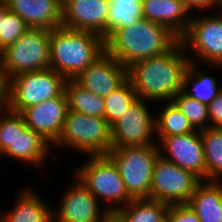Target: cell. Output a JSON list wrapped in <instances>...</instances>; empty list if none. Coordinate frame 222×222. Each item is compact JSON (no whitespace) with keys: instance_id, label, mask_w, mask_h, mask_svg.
Instances as JSON below:
<instances>
[{"instance_id":"23","label":"cell","mask_w":222,"mask_h":222,"mask_svg":"<svg viewBox=\"0 0 222 222\" xmlns=\"http://www.w3.org/2000/svg\"><path fill=\"white\" fill-rule=\"evenodd\" d=\"M165 103L161 110L159 109L160 113L155 114H158V116H155L157 144L164 137L196 131L173 101H165Z\"/></svg>"},{"instance_id":"19","label":"cell","mask_w":222,"mask_h":222,"mask_svg":"<svg viewBox=\"0 0 222 222\" xmlns=\"http://www.w3.org/2000/svg\"><path fill=\"white\" fill-rule=\"evenodd\" d=\"M143 18L162 24L179 38L188 29L191 13L181 0H142Z\"/></svg>"},{"instance_id":"31","label":"cell","mask_w":222,"mask_h":222,"mask_svg":"<svg viewBox=\"0 0 222 222\" xmlns=\"http://www.w3.org/2000/svg\"><path fill=\"white\" fill-rule=\"evenodd\" d=\"M30 27L16 13L7 9L4 2H1V26H0V51L6 46L13 44Z\"/></svg>"},{"instance_id":"17","label":"cell","mask_w":222,"mask_h":222,"mask_svg":"<svg viewBox=\"0 0 222 222\" xmlns=\"http://www.w3.org/2000/svg\"><path fill=\"white\" fill-rule=\"evenodd\" d=\"M30 28L52 30L62 26V0H5Z\"/></svg>"},{"instance_id":"12","label":"cell","mask_w":222,"mask_h":222,"mask_svg":"<svg viewBox=\"0 0 222 222\" xmlns=\"http://www.w3.org/2000/svg\"><path fill=\"white\" fill-rule=\"evenodd\" d=\"M61 195L57 208L52 209L53 222H101L109 212L99 205L93 193L77 178ZM101 209H100V208Z\"/></svg>"},{"instance_id":"5","label":"cell","mask_w":222,"mask_h":222,"mask_svg":"<svg viewBox=\"0 0 222 222\" xmlns=\"http://www.w3.org/2000/svg\"><path fill=\"white\" fill-rule=\"evenodd\" d=\"M81 165L75 176L99 202L108 203L105 208L109 212L117 211L133 200L126 191L117 165L108 155L89 156Z\"/></svg>"},{"instance_id":"18","label":"cell","mask_w":222,"mask_h":222,"mask_svg":"<svg viewBox=\"0 0 222 222\" xmlns=\"http://www.w3.org/2000/svg\"><path fill=\"white\" fill-rule=\"evenodd\" d=\"M38 191L23 187L9 210L0 209V222H53V207Z\"/></svg>"},{"instance_id":"20","label":"cell","mask_w":222,"mask_h":222,"mask_svg":"<svg viewBox=\"0 0 222 222\" xmlns=\"http://www.w3.org/2000/svg\"><path fill=\"white\" fill-rule=\"evenodd\" d=\"M52 145L48 143L40 134L30 128L25 130H17V137L13 147H10L3 156L12 157L13 159L31 164L32 166L40 167L46 164Z\"/></svg>"},{"instance_id":"7","label":"cell","mask_w":222,"mask_h":222,"mask_svg":"<svg viewBox=\"0 0 222 222\" xmlns=\"http://www.w3.org/2000/svg\"><path fill=\"white\" fill-rule=\"evenodd\" d=\"M158 145L111 149L108 156L117 165L126 191L132 199H149Z\"/></svg>"},{"instance_id":"16","label":"cell","mask_w":222,"mask_h":222,"mask_svg":"<svg viewBox=\"0 0 222 222\" xmlns=\"http://www.w3.org/2000/svg\"><path fill=\"white\" fill-rule=\"evenodd\" d=\"M68 110V101L64 92L59 97L25 108L21 115L28 128L53 145L62 132Z\"/></svg>"},{"instance_id":"13","label":"cell","mask_w":222,"mask_h":222,"mask_svg":"<svg viewBox=\"0 0 222 222\" xmlns=\"http://www.w3.org/2000/svg\"><path fill=\"white\" fill-rule=\"evenodd\" d=\"M160 156L182 169L206 180L204 147L200 130L188 134L164 137L159 143Z\"/></svg>"},{"instance_id":"38","label":"cell","mask_w":222,"mask_h":222,"mask_svg":"<svg viewBox=\"0 0 222 222\" xmlns=\"http://www.w3.org/2000/svg\"><path fill=\"white\" fill-rule=\"evenodd\" d=\"M210 66H211V68H213V66H214V68L222 69V62L219 65H210Z\"/></svg>"},{"instance_id":"32","label":"cell","mask_w":222,"mask_h":222,"mask_svg":"<svg viewBox=\"0 0 222 222\" xmlns=\"http://www.w3.org/2000/svg\"><path fill=\"white\" fill-rule=\"evenodd\" d=\"M165 217L169 222H200L196 213L187 204L168 206Z\"/></svg>"},{"instance_id":"6","label":"cell","mask_w":222,"mask_h":222,"mask_svg":"<svg viewBox=\"0 0 222 222\" xmlns=\"http://www.w3.org/2000/svg\"><path fill=\"white\" fill-rule=\"evenodd\" d=\"M50 30L30 28L0 51V63L8 79L17 74L50 68Z\"/></svg>"},{"instance_id":"3","label":"cell","mask_w":222,"mask_h":222,"mask_svg":"<svg viewBox=\"0 0 222 222\" xmlns=\"http://www.w3.org/2000/svg\"><path fill=\"white\" fill-rule=\"evenodd\" d=\"M50 68L74 79L105 52L104 38L90 31L57 27L50 30Z\"/></svg>"},{"instance_id":"21","label":"cell","mask_w":222,"mask_h":222,"mask_svg":"<svg viewBox=\"0 0 222 222\" xmlns=\"http://www.w3.org/2000/svg\"><path fill=\"white\" fill-rule=\"evenodd\" d=\"M187 205L200 222H222V181H202Z\"/></svg>"},{"instance_id":"30","label":"cell","mask_w":222,"mask_h":222,"mask_svg":"<svg viewBox=\"0 0 222 222\" xmlns=\"http://www.w3.org/2000/svg\"><path fill=\"white\" fill-rule=\"evenodd\" d=\"M27 126L20 112L9 107L0 110V156L13 147L17 130H25Z\"/></svg>"},{"instance_id":"22","label":"cell","mask_w":222,"mask_h":222,"mask_svg":"<svg viewBox=\"0 0 222 222\" xmlns=\"http://www.w3.org/2000/svg\"><path fill=\"white\" fill-rule=\"evenodd\" d=\"M199 65L201 64L189 62L184 75L183 92L208 105L222 90V85L218 84L217 78L212 74H208V69L199 70Z\"/></svg>"},{"instance_id":"25","label":"cell","mask_w":222,"mask_h":222,"mask_svg":"<svg viewBox=\"0 0 222 222\" xmlns=\"http://www.w3.org/2000/svg\"><path fill=\"white\" fill-rule=\"evenodd\" d=\"M206 164V181H222V128L200 130Z\"/></svg>"},{"instance_id":"1","label":"cell","mask_w":222,"mask_h":222,"mask_svg":"<svg viewBox=\"0 0 222 222\" xmlns=\"http://www.w3.org/2000/svg\"><path fill=\"white\" fill-rule=\"evenodd\" d=\"M189 58L179 41L165 54L135 62L128 68V78L143 100L172 101L183 91L184 75Z\"/></svg>"},{"instance_id":"11","label":"cell","mask_w":222,"mask_h":222,"mask_svg":"<svg viewBox=\"0 0 222 222\" xmlns=\"http://www.w3.org/2000/svg\"><path fill=\"white\" fill-rule=\"evenodd\" d=\"M148 102L152 104L149 100L138 98L111 126L112 149L158 145L155 138L156 115L150 113Z\"/></svg>"},{"instance_id":"35","label":"cell","mask_w":222,"mask_h":222,"mask_svg":"<svg viewBox=\"0 0 222 222\" xmlns=\"http://www.w3.org/2000/svg\"><path fill=\"white\" fill-rule=\"evenodd\" d=\"M184 6L189 10V12L194 14L195 9L202 10L204 12L211 11L214 8L213 0H181Z\"/></svg>"},{"instance_id":"40","label":"cell","mask_w":222,"mask_h":222,"mask_svg":"<svg viewBox=\"0 0 222 222\" xmlns=\"http://www.w3.org/2000/svg\"><path fill=\"white\" fill-rule=\"evenodd\" d=\"M0 26H1V2H0Z\"/></svg>"},{"instance_id":"15","label":"cell","mask_w":222,"mask_h":222,"mask_svg":"<svg viewBox=\"0 0 222 222\" xmlns=\"http://www.w3.org/2000/svg\"><path fill=\"white\" fill-rule=\"evenodd\" d=\"M127 78L128 69L104 52L73 80L93 94L105 98Z\"/></svg>"},{"instance_id":"14","label":"cell","mask_w":222,"mask_h":222,"mask_svg":"<svg viewBox=\"0 0 222 222\" xmlns=\"http://www.w3.org/2000/svg\"><path fill=\"white\" fill-rule=\"evenodd\" d=\"M109 0H62V27L107 38Z\"/></svg>"},{"instance_id":"37","label":"cell","mask_w":222,"mask_h":222,"mask_svg":"<svg viewBox=\"0 0 222 222\" xmlns=\"http://www.w3.org/2000/svg\"><path fill=\"white\" fill-rule=\"evenodd\" d=\"M213 6H214V9H217L219 11L222 10V0H213Z\"/></svg>"},{"instance_id":"2","label":"cell","mask_w":222,"mask_h":222,"mask_svg":"<svg viewBox=\"0 0 222 222\" xmlns=\"http://www.w3.org/2000/svg\"><path fill=\"white\" fill-rule=\"evenodd\" d=\"M180 38L166 26L141 18L114 30L105 40V52L127 69L135 62L170 51Z\"/></svg>"},{"instance_id":"33","label":"cell","mask_w":222,"mask_h":222,"mask_svg":"<svg viewBox=\"0 0 222 222\" xmlns=\"http://www.w3.org/2000/svg\"><path fill=\"white\" fill-rule=\"evenodd\" d=\"M210 127L222 128V90L214 100L207 105Z\"/></svg>"},{"instance_id":"29","label":"cell","mask_w":222,"mask_h":222,"mask_svg":"<svg viewBox=\"0 0 222 222\" xmlns=\"http://www.w3.org/2000/svg\"><path fill=\"white\" fill-rule=\"evenodd\" d=\"M196 130L210 127L207 105L189 97L183 91L172 100Z\"/></svg>"},{"instance_id":"27","label":"cell","mask_w":222,"mask_h":222,"mask_svg":"<svg viewBox=\"0 0 222 222\" xmlns=\"http://www.w3.org/2000/svg\"><path fill=\"white\" fill-rule=\"evenodd\" d=\"M141 18L142 0H109L107 37L114 30L131 26Z\"/></svg>"},{"instance_id":"28","label":"cell","mask_w":222,"mask_h":222,"mask_svg":"<svg viewBox=\"0 0 222 222\" xmlns=\"http://www.w3.org/2000/svg\"><path fill=\"white\" fill-rule=\"evenodd\" d=\"M137 99L138 96L133 84L127 78L117 89L104 98L107 123L110 126L115 124Z\"/></svg>"},{"instance_id":"34","label":"cell","mask_w":222,"mask_h":222,"mask_svg":"<svg viewBox=\"0 0 222 222\" xmlns=\"http://www.w3.org/2000/svg\"><path fill=\"white\" fill-rule=\"evenodd\" d=\"M9 86L10 80L0 63V110L9 105Z\"/></svg>"},{"instance_id":"36","label":"cell","mask_w":222,"mask_h":222,"mask_svg":"<svg viewBox=\"0 0 222 222\" xmlns=\"http://www.w3.org/2000/svg\"><path fill=\"white\" fill-rule=\"evenodd\" d=\"M101 222H125L122 217L116 212H108Z\"/></svg>"},{"instance_id":"9","label":"cell","mask_w":222,"mask_h":222,"mask_svg":"<svg viewBox=\"0 0 222 222\" xmlns=\"http://www.w3.org/2000/svg\"><path fill=\"white\" fill-rule=\"evenodd\" d=\"M66 82L62 74L51 68L17 74L10 79L8 107L21 113L25 108L59 97L65 92Z\"/></svg>"},{"instance_id":"39","label":"cell","mask_w":222,"mask_h":222,"mask_svg":"<svg viewBox=\"0 0 222 222\" xmlns=\"http://www.w3.org/2000/svg\"><path fill=\"white\" fill-rule=\"evenodd\" d=\"M160 222H169V220L166 217H164Z\"/></svg>"},{"instance_id":"10","label":"cell","mask_w":222,"mask_h":222,"mask_svg":"<svg viewBox=\"0 0 222 222\" xmlns=\"http://www.w3.org/2000/svg\"><path fill=\"white\" fill-rule=\"evenodd\" d=\"M202 180L162 156H158L152 174L149 199L168 206L187 204Z\"/></svg>"},{"instance_id":"8","label":"cell","mask_w":222,"mask_h":222,"mask_svg":"<svg viewBox=\"0 0 222 222\" xmlns=\"http://www.w3.org/2000/svg\"><path fill=\"white\" fill-rule=\"evenodd\" d=\"M180 42L191 62L201 60L208 65H219L222 62V10L217 14L201 12L195 16L192 13Z\"/></svg>"},{"instance_id":"24","label":"cell","mask_w":222,"mask_h":222,"mask_svg":"<svg viewBox=\"0 0 222 222\" xmlns=\"http://www.w3.org/2000/svg\"><path fill=\"white\" fill-rule=\"evenodd\" d=\"M65 94L69 110L92 117L105 118L104 98L81 87L73 79L67 80Z\"/></svg>"},{"instance_id":"4","label":"cell","mask_w":222,"mask_h":222,"mask_svg":"<svg viewBox=\"0 0 222 222\" xmlns=\"http://www.w3.org/2000/svg\"><path fill=\"white\" fill-rule=\"evenodd\" d=\"M53 147L73 148L85 157L108 155L112 149L111 126L105 118L68 110L62 132Z\"/></svg>"},{"instance_id":"26","label":"cell","mask_w":222,"mask_h":222,"mask_svg":"<svg viewBox=\"0 0 222 222\" xmlns=\"http://www.w3.org/2000/svg\"><path fill=\"white\" fill-rule=\"evenodd\" d=\"M168 205L151 199H133L116 212L125 222H160L165 216Z\"/></svg>"}]
</instances>
